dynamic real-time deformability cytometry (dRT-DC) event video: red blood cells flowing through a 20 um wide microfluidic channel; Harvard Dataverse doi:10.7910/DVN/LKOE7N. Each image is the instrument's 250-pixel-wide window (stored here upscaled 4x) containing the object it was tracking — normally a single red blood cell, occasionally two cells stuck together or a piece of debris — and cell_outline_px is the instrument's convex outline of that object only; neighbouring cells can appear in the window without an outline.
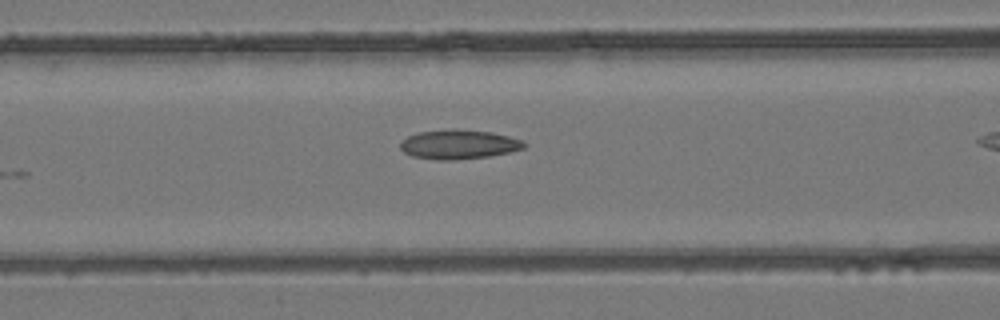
{"species": "common noctule bat (a hibernating species)", "species_latin": "Nyctalus noctula", "temperature_condition": "room temperature", "stored_images_in_passage": 10, "camera_frame_rate_fps": 3000, "um_per_image_px": 0.085, "animal": {"sex": "female", "body_mass_g": 24.6, "forearm_length_mm": 56.2}, "frame": {"image": 1, "passage_image": 6, "time_ms": 1.667, "image_size_px": [1000, 320], "cell_outline_px": [[528, 144], [524, 148], [508, 152], [488, 156], [452, 160], [436, 160], [412, 156], [404, 152], [400, 148], [400, 140], [408, 136], [420, 132], [452, 128], [492, 132], [524, 140]], "centroid_in_image_um": [38.99, 12.26], "position_along_channel_um": 127.6, "area_um2": 21.27}}
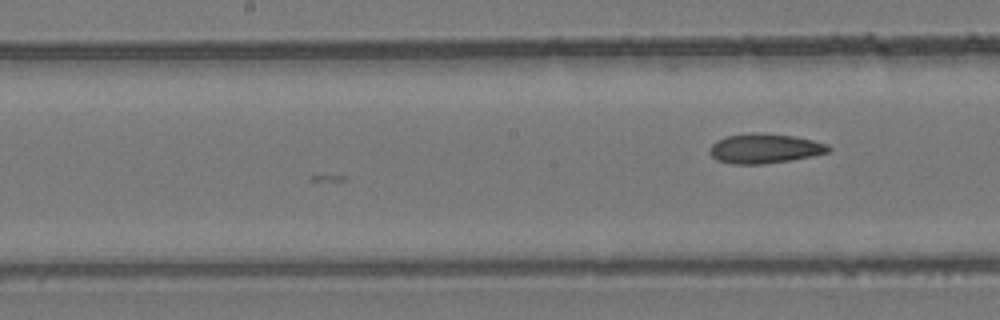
{"frame": {"image": 2, "passage_image": 10, "time_ms": 3.0, "image_size_px": [1000, 320], "cell_outline_px": [[832, 148], [828, 152], [812, 156], [764, 164], [732, 164], [716, 160], [708, 152], [708, 148], [716, 140], [728, 136], [744, 132], [756, 132], [796, 136], [828, 144]], "centroid_in_image_um": [64.96, 12.61], "position_along_channel_um": 183.2, "area_um2": 20.75}}